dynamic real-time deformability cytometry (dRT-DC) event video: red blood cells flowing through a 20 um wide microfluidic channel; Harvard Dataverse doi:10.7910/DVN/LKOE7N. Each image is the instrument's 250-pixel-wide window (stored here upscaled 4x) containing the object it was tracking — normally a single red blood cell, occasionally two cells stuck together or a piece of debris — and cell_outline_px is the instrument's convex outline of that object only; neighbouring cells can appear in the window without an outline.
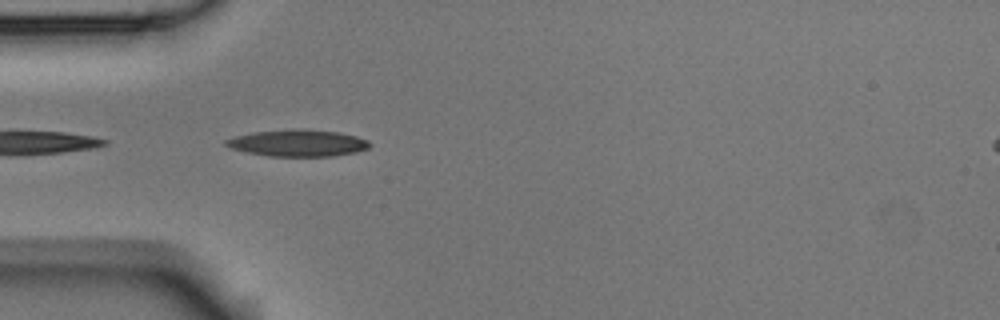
{"species": "Egyptian fruit bat (a non-hibernating species)", "species_latin": "Rousettus aegyptiacus", "temperature_condition": "room temperature", "stored_images_in_passage": 6, "camera_frame_rate_fps": 3000, "um_per_image_px": 0.085, "animal": {"sex": "male"}, "frame": {"image": 1, "passage_image": 2, "time_ms": 0.333, "image_size_px": [1000, 320], "cell_outline_px": [[372, 144], [368, 148], [356, 152], [332, 156], [268, 156], [248, 152], [232, 148], [224, 144], [224, 140], [236, 136], [252, 132], [292, 128], [300, 128], [336, 132], [356, 136], [368, 140]], "centroid_in_image_um": [25.32, 12.15], "position_along_channel_um": 59.7, "area_um2": 22.43}}